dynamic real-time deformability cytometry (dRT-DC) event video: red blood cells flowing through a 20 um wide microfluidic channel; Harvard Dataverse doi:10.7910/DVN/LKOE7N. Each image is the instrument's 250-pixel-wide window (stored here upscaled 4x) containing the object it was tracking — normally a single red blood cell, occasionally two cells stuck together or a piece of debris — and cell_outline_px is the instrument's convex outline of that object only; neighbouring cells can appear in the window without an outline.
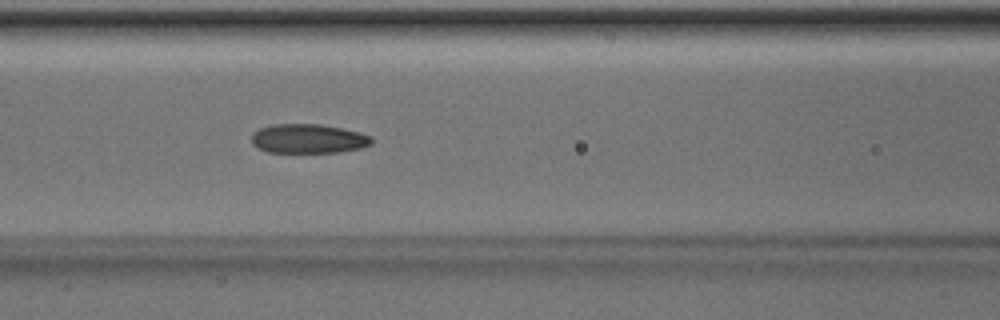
{"species": "Egyptian fruit bat (a non-hibernating species)", "species_latin": "Rousettus aegyptiacus", "temperature_condition": "room temperature", "stored_images_in_passage": 40, "camera_frame_rate_fps": 3000, "um_per_image_px": 0.085, "animal": {"sex": "male"}, "frame": {"image": 1, "passage_image": 18, "time_ms": 5.667, "image_size_px": [1000, 320], "cell_outline_px": [[372, 144], [360, 148], [336, 152], [268, 152], [252, 144], [252, 132], [260, 128], [272, 124], [320, 124], [360, 132], [372, 136]], "centroid_in_image_um": [26.2, 11.78], "position_along_channel_um": 140.4, "area_um2": 20.4}}
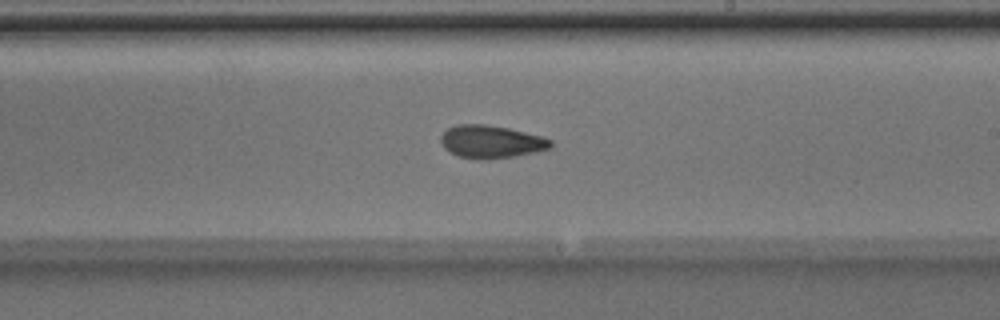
{"frame": {"image": 2, "passage_image": 26, "time_ms": 8.333, "image_size_px": [1000, 320], "cell_outline_px": [[552, 148], [536, 152], [512, 156], [480, 160], [456, 156], [444, 148], [440, 140], [440, 136], [448, 128], [456, 124], [484, 124], [508, 128], [544, 136], [552, 140]], "centroid_in_image_um": [41.75, 12.04], "position_along_channel_um": 247.3, "area_um2": 21.15}}
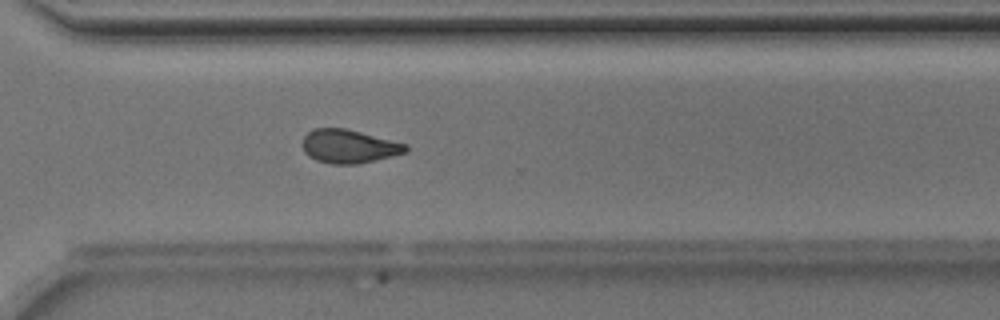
{"frame": {"image": 3, "passage_image": 33, "time_ms": 10.667, "image_size_px": [1000, 320], "cell_outline_px": [[408, 152], [392, 156], [356, 164], [332, 164], [316, 160], [308, 156], [304, 152], [300, 144], [304, 136], [312, 128], [344, 128], [408, 144]], "centroid_in_image_um": [29.62, 12.44], "position_along_channel_um": 341.0, "area_um2": 20.29}, "authors_computed_cell_mechanics": {"area_um2": 20.808, "velocity_mm_per_s": 4.0108, "shape_relaxation_time_tau1_ms": 4.8875, "shape_relaxation_time_tau2_ms": 1.9584, "deformation_change_tau1": 0.128, "deformation_change_tau2": 0.0759}}